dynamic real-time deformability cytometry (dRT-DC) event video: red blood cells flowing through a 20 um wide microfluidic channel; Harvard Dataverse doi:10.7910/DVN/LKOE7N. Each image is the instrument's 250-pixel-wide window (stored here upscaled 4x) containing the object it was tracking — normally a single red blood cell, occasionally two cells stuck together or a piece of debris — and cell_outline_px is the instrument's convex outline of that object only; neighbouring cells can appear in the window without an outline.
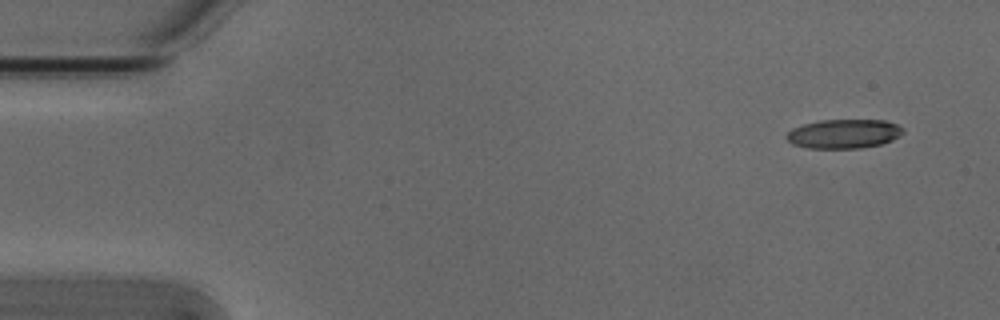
{"species": "Egyptian fruit bat (a non-hibernating species)", "species_latin": "Rousettus aegyptiacus", "temperature_condition": "cold", "stored_images_in_passage": 6, "camera_frame_rate_fps": 3000, "um_per_image_px": 0.085, "animal": {"sex": "male"}, "frame": {"image": 1, "passage_image": 1, "time_ms": 0.0, "image_size_px": [1000, 320], "cell_outline_px": [[904, 132], [900, 136], [892, 140], [880, 144], [860, 148], [808, 148], [792, 144], [784, 136], [792, 128], [804, 124], [820, 120], [884, 120], [896, 124], [904, 128]], "centroid_in_image_um": [71.72, 11.37], "position_along_channel_um": 13.3, "area_um2": 19.83}}
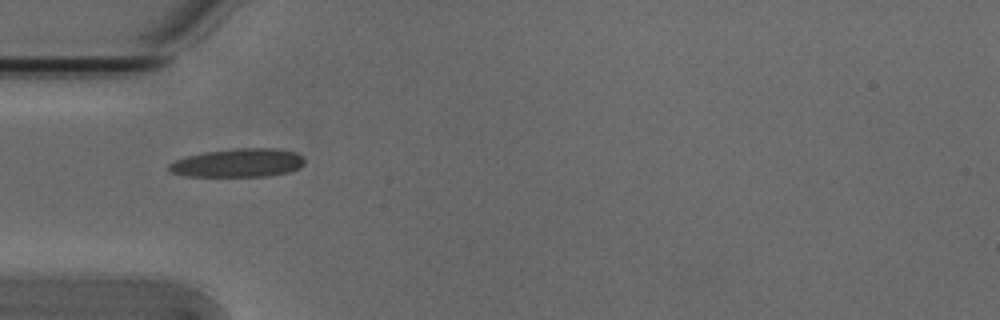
{"frame": {"image": 2, "passage_image": 4, "time_ms": 1.0, "image_size_px": [1000, 320], "cell_outline_px": [[304, 164], [300, 168], [288, 172], [268, 176], [184, 176], [172, 172], [168, 168], [168, 164], [176, 160], [188, 156], [204, 152], [236, 148], [276, 148], [296, 152], [304, 156]], "centroid_in_image_um": [20.28, 13.84], "position_along_channel_um": 64.7, "area_um2": 22.6}}
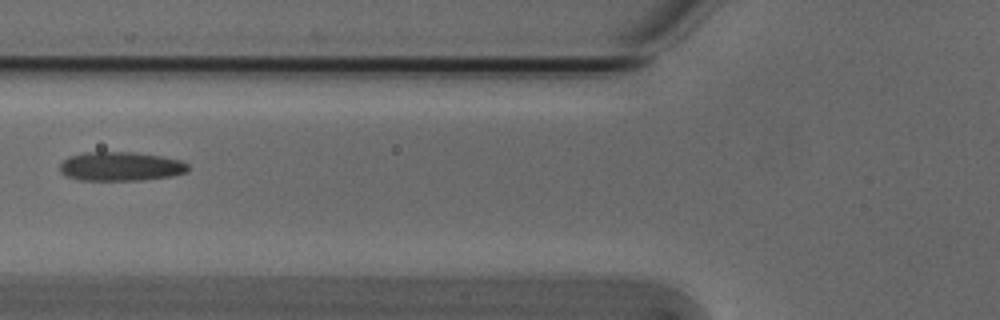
{"frame": {"image": 3, "passage_image": 5, "time_ms": 1.333, "image_size_px": [1000, 320], "cell_outline_px": [[188, 168], [184, 172], [172, 176], [140, 180], [80, 180], [68, 176], [60, 172], [60, 164], [68, 156], [84, 152], [132, 152], [160, 156], [180, 160], [188, 164]], "centroid_in_image_um": [10.22, 14.14], "position_along_channel_um": 115.6, "area_um2": 21.56}}